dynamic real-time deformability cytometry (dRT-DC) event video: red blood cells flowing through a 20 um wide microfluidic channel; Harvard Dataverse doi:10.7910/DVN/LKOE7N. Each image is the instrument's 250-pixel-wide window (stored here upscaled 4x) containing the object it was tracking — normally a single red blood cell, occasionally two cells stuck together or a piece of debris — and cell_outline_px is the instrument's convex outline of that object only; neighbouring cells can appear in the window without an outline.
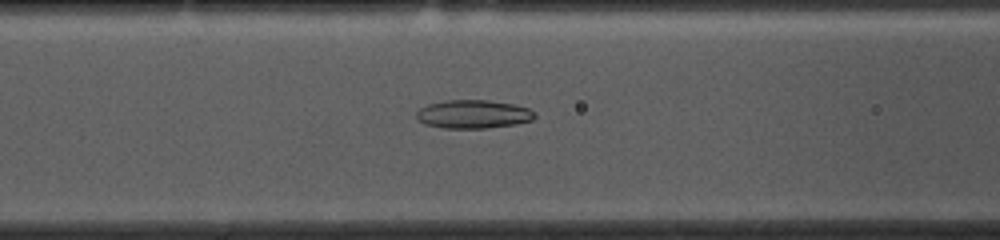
{"species": "common noctule bat (a hibernating species)", "species_latin": "Nyctalus noctula", "temperature_condition": "cold", "stored_images_in_passage": 53, "camera_frame_rate_fps": 3000, "um_per_image_px": 0.085, "animal": {"sex": "female", "body_mass_g": 10.0, "forearm_length_mm": 53.1}, "frame": {"image": 1, "passage_image": 20, "time_ms": 6.333, "image_size_px": [1000, 240], "cell_outline_px": [[536, 116], [532, 120], [516, 124], [488, 128], [444, 128], [424, 124], [416, 116], [416, 112], [420, 108], [428, 104], [444, 100], [488, 100], [512, 104], [528, 108], [536, 112]], "centroid_in_image_um": [40.23, 9.7], "position_along_channel_um": 126.4, "area_um2": 19.65}}
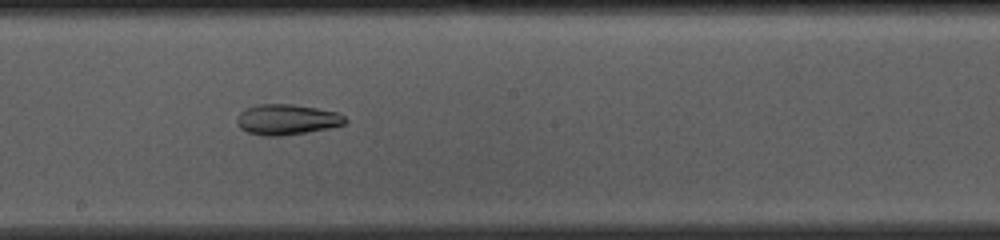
{"frame": {"image": 2, "passage_image": 28, "time_ms": 9.0, "image_size_px": [1000, 240], "cell_outline_px": [[348, 120], [344, 124], [328, 128], [280, 136], [264, 136], [248, 132], [240, 128], [236, 120], [240, 112], [244, 108], [256, 104], [292, 104], [340, 112]], "centroid_in_image_um": [24.37, 10.14], "position_along_channel_um": 223.8, "area_um2": 19.25}}
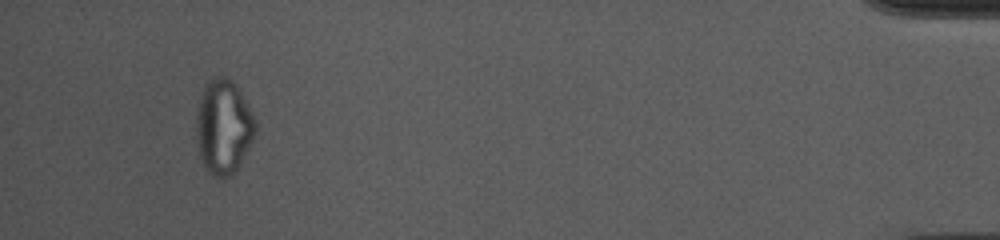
{"frame": {"image": 3, "passage_image": 50, "time_ms": 16.333, "image_size_px": [1000, 240], "cell_outline_px": [[256, 132], [236, 172], [228, 176], [216, 176], [208, 172], [204, 168], [200, 156], [196, 136], [196, 116], [200, 96], [204, 84], [208, 80], [216, 76], [228, 76], [236, 84], [248, 104], [256, 120]], "centroid_in_image_um": [18.99, 10.74], "position_along_channel_um": 416.2, "area_um2": 32.77}, "authors_computed_cell_mechanics": {"area_um2": 23.2934, "velocity_mm_per_s": 3.6572, "shape_relaxation_time_tau1_ms": null, "shape_relaxation_time_tau2_ms": 3.1, "deformation_change_tau1": null, "deformation_change_tau2": 0.096}}